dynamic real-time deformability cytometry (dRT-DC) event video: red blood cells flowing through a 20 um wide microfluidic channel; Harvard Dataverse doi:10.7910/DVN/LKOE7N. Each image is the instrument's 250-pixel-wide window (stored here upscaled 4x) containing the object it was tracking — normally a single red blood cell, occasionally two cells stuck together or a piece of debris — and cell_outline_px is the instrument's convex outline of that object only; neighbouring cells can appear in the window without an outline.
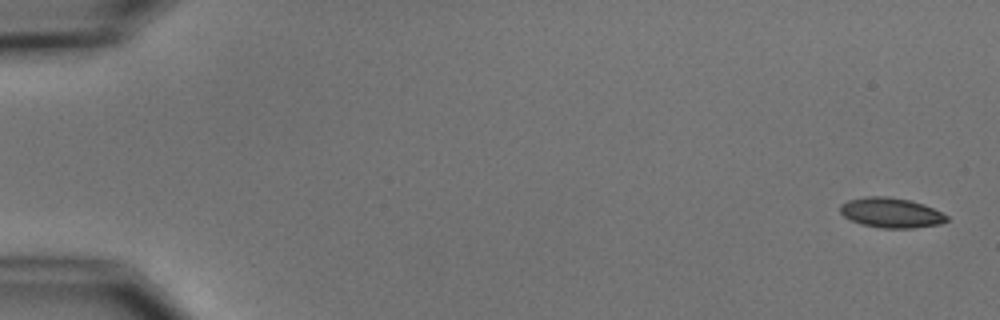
{"species": "common noctule bat (a hibernating species)", "species_latin": "Nyctalus noctula", "temperature_condition": "cold", "stored_images_in_passage": 11, "camera_frame_rate_fps": 3000, "um_per_image_px": 0.085, "animal": {"sex": "male", "body_mass_g": 15.6}, "frame": {"image": 1, "passage_image": 1, "time_ms": 0.0, "image_size_px": [1000, 320], "cell_outline_px": [[948, 220], [940, 224], [912, 228], [884, 228], [860, 224], [844, 216], [840, 212], [840, 204], [848, 200], [864, 196], [888, 196], [908, 200], [924, 204], [948, 216]], "centroid_in_image_um": [75.72, 18.07], "position_along_channel_um": 9.3, "area_um2": 18.55}}
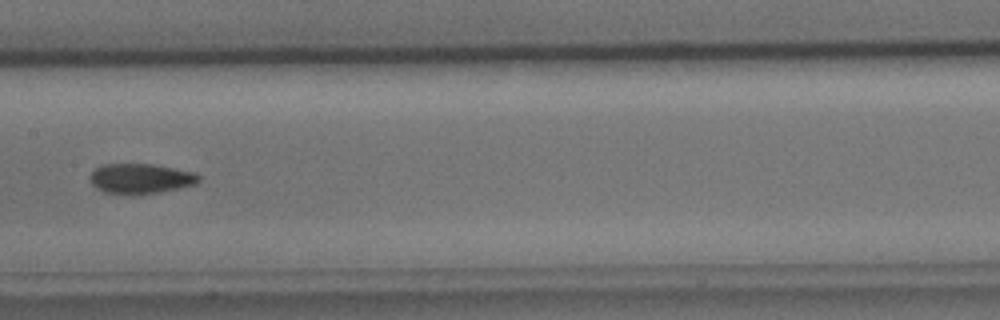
{"frame": {"image": 2, "passage_image": 8, "time_ms": 9.0, "image_size_px": [1000, 320], "cell_outline_px": [[200, 180], [196, 184], [180, 188], [160, 192], [104, 192], [92, 184], [88, 176], [96, 168], [104, 164], [152, 164], [192, 172], [200, 176]], "centroid_in_image_um": [11.96, 15.15], "position_along_channel_um": 195.4, "area_um2": 18.38}}
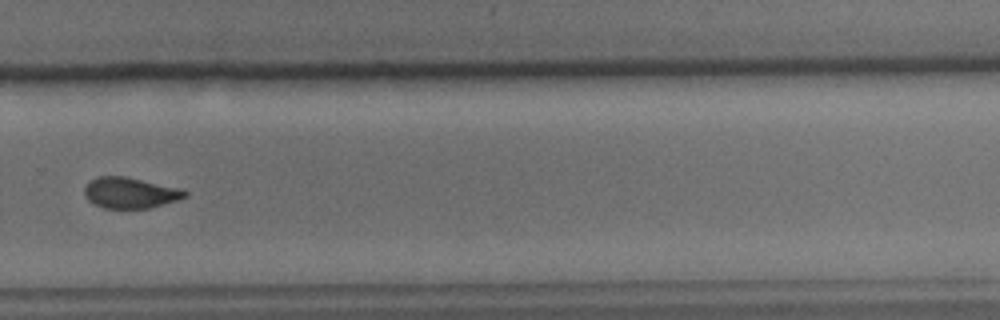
{"frame": {"image": 3, "passage_image": 11, "time_ms": 12.333, "image_size_px": [1000, 320], "cell_outline_px": [[188, 196], [176, 200], [148, 208], [104, 208], [88, 200], [84, 192], [84, 188], [96, 176], [124, 176], [184, 188], [188, 192]], "centroid_in_image_um": [11.11, 16.37], "position_along_channel_um": 318.7, "area_um2": 18.03}}